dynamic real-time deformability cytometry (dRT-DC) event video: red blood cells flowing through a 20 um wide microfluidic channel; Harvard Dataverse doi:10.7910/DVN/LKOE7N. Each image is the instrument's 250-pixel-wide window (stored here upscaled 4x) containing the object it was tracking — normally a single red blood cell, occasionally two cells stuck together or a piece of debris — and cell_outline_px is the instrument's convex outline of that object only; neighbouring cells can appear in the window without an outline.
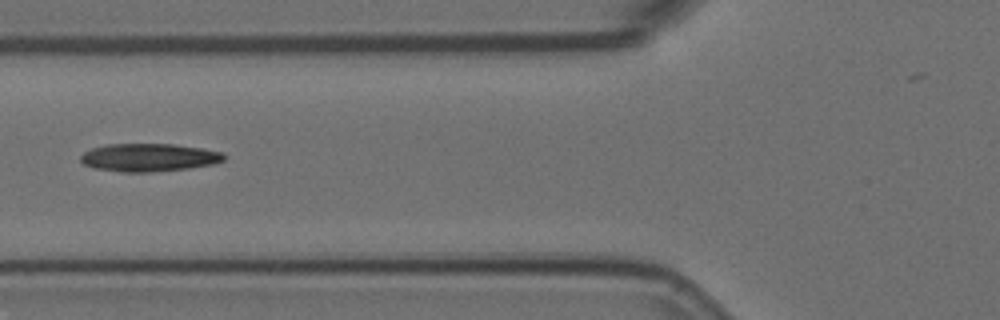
{"species": "Egyptian fruit bat (a non-hibernating species)", "species_latin": "Rousettus aegyptiacus", "temperature_condition": "room temperature", "stored_images_in_passage": 10, "camera_frame_rate_fps": 3000, "um_per_image_px": 0.085, "animal": {"sex": "female"}, "frame": {"image": 1, "passage_image": 6, "time_ms": 1.667, "image_size_px": [1000, 320], "cell_outline_px": [[224, 160], [212, 164], [188, 168], [152, 172], [120, 172], [96, 168], [84, 164], [80, 160], [80, 156], [84, 152], [92, 148], [104, 144], [172, 144], [200, 148], [224, 152]], "centroid_in_image_um": [12.63, 13.38], "position_along_channel_um": 113.2, "area_um2": 23.29}}
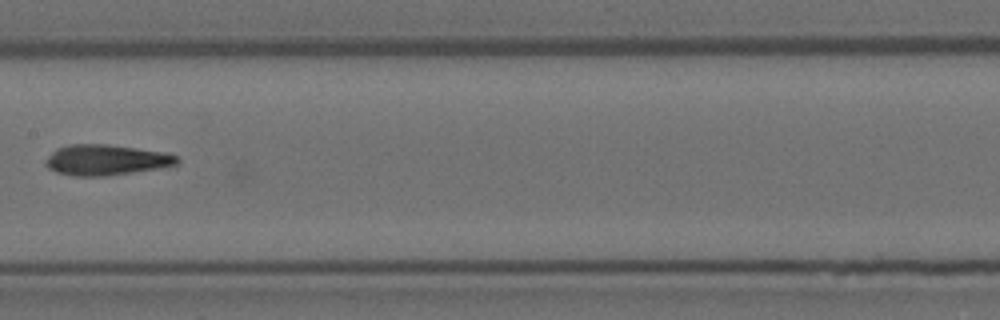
{"frame": {"image": 2, "passage_image": 8, "time_ms": 2.333, "image_size_px": [1000, 320], "cell_outline_px": [[180, 160], [176, 164], [160, 168], [108, 176], [72, 176], [56, 172], [48, 168], [44, 164], [44, 160], [52, 152], [68, 144], [108, 144], [164, 152], [176, 156]], "centroid_in_image_um": [8.98, 13.6], "position_along_channel_um": 198.4, "area_um2": 23.47}}
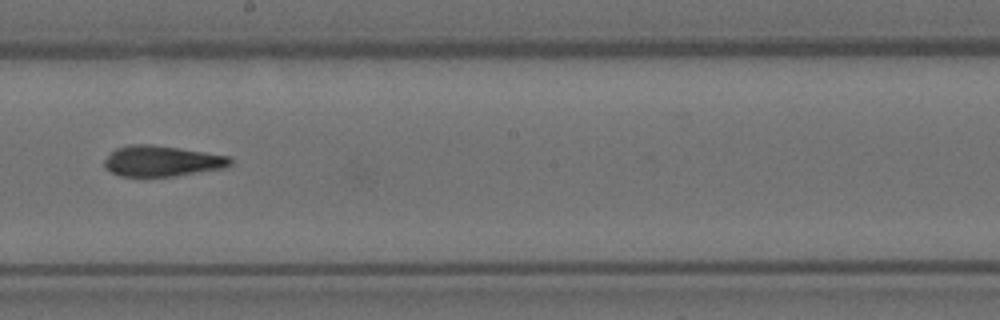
{"frame": {"image": 3, "passage_image": 9, "time_ms": 2.667, "image_size_px": [1000, 320], "cell_outline_px": [[232, 164], [224, 168], [176, 176], [120, 176], [112, 172], [104, 164], [104, 160], [116, 148], [128, 144], [152, 144], [180, 148], [228, 156], [232, 160]], "centroid_in_image_um": [13.77, 13.68], "position_along_channel_um": 234.4, "area_um2": 22.43}}